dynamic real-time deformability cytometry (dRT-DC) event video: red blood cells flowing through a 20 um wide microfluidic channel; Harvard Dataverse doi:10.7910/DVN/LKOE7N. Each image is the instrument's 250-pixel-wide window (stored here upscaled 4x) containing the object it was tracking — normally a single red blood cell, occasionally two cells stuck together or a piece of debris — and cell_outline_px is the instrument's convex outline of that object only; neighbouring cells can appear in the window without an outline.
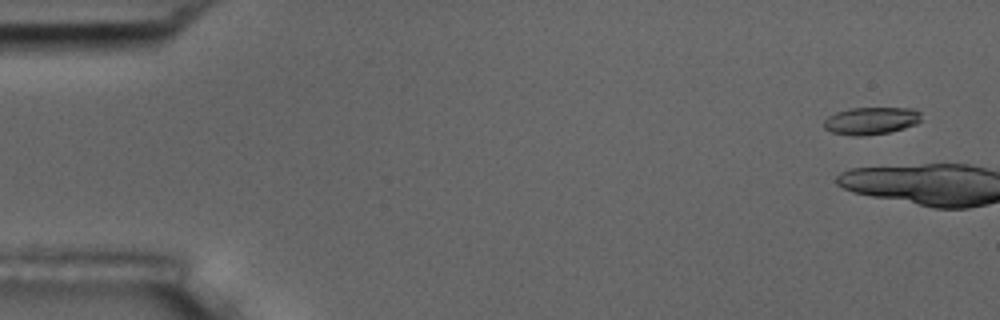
{"species": "common noctule bat (a hibernating species)", "species_latin": "Nyctalus noctula", "temperature_condition": "room temperature", "stored_images_in_passage": 5, "camera_frame_rate_fps": 3000, "um_per_image_px": 0.085, "animal": {"sex": "male", "body_mass_g": 17.5, "forearm_length_mm": 52.3}, "frame": {"image": 1, "passage_image": 1, "time_ms": 0.0, "image_size_px": [1000, 320], "cell_outline_px": [[920, 120], [916, 124], [904, 128], [888, 132], [864, 136], [852, 136], [832, 132], [824, 128], [824, 120], [828, 116], [836, 112], [848, 108], [912, 108], [920, 112]], "centroid_in_image_um": [74.01, 10.26], "position_along_channel_um": 11.0, "area_um2": 15.55}}